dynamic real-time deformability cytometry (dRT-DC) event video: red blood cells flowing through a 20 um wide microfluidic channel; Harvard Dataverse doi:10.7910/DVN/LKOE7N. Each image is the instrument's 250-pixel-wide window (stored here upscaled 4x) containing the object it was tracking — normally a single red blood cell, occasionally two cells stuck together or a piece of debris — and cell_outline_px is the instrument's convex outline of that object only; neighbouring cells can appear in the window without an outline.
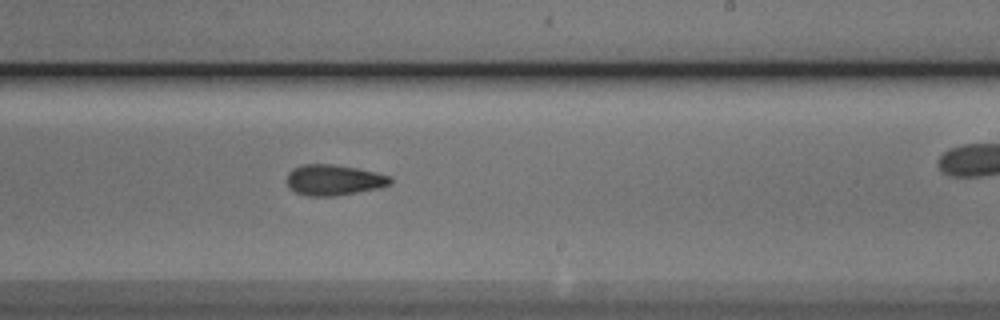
{"species": "Egyptian fruit bat (a non-hibernating species)", "species_latin": "Rousettus aegyptiacus", "temperature_condition": "cold", "stored_images_in_passage": 10, "segment_of_instrument_passage": [1, 2], "camera_frame_rate_fps": 3000, "um_per_image_px": 0.085, "animal": {"sex": "male"}, "frame": {"image": 1, "passage_image": 9, "time_ms": 10.333, "image_size_px": [1000, 320], "cell_outline_px": [[392, 184], [380, 188], [336, 196], [308, 196], [296, 192], [288, 184], [288, 172], [292, 168], [304, 164], [332, 164], [356, 168], [376, 172], [392, 176]], "centroid_in_image_um": [28.42, 15.3], "position_along_channel_um": 260.6, "area_um2": 18.55}}